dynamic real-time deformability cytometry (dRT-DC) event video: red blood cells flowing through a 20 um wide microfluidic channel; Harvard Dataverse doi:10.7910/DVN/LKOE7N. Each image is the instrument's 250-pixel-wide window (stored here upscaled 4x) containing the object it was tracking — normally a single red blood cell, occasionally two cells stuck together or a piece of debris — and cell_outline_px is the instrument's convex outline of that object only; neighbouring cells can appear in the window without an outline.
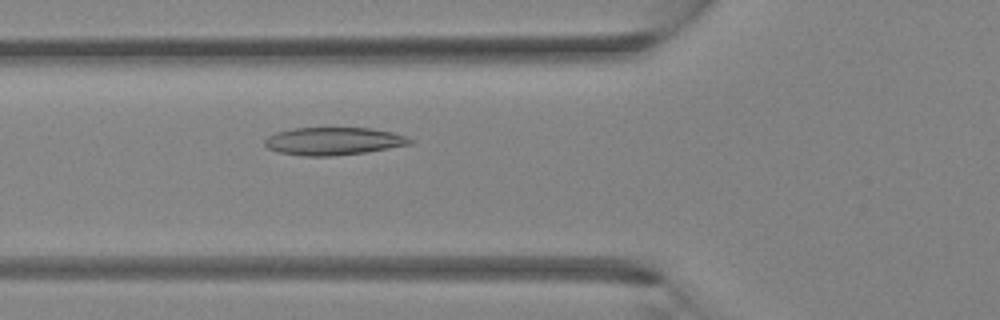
{"species": "Egyptian fruit bat (a non-hibernating species)", "species_latin": "Rousettus aegyptiacus", "temperature_condition": "room temperature", "stored_images_in_passage": 40, "camera_frame_rate_fps": 3000, "um_per_image_px": 0.085, "animal": {"sex": "female"}, "frame": {"image": 1, "passage_image": 15, "time_ms": 4.667, "image_size_px": [1000, 320], "cell_outline_px": [[412, 144], [364, 152], [332, 156], [304, 156], [276, 152], [268, 148], [264, 144], [264, 140], [268, 136], [276, 132], [292, 128], [372, 128], [392, 132], [404, 136], [412, 140]], "centroid_in_image_um": [28.29, 12.0], "position_along_channel_um": 97.5, "area_um2": 23.41}}
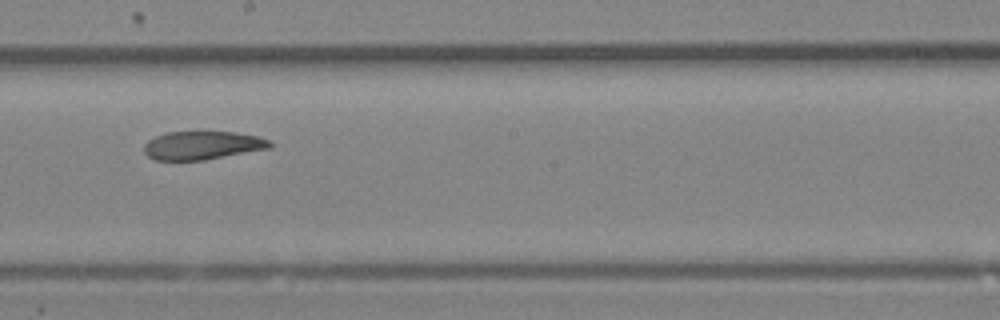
{"frame": {"image": 2, "passage_image": 23, "time_ms": 7.333, "image_size_px": [1000, 320], "cell_outline_px": [[272, 148], [204, 160], [152, 160], [144, 152], [144, 144], [148, 140], [156, 136], [168, 132], [236, 132], [256, 136], [272, 140]], "centroid_in_image_um": [17.22, 12.36], "position_along_channel_um": 231.0, "area_um2": 20.92}}
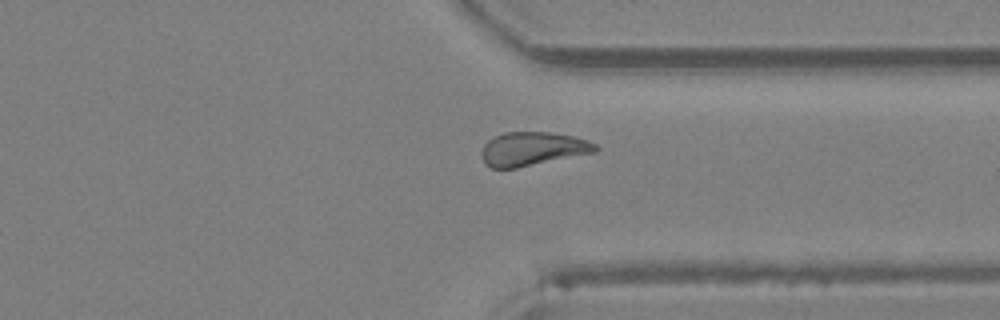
{"frame": {"image": 3, "passage_image": 31, "time_ms": 10.0, "image_size_px": [1000, 320], "cell_outline_px": [[600, 148], [596, 152], [516, 168], [488, 168], [484, 164], [480, 152], [484, 144], [492, 136], [504, 132], [548, 132], [572, 136], [588, 140], [596, 144]], "centroid_in_image_um": [45.23, 12.65], "position_along_channel_um": 366.2, "area_um2": 22.6}}